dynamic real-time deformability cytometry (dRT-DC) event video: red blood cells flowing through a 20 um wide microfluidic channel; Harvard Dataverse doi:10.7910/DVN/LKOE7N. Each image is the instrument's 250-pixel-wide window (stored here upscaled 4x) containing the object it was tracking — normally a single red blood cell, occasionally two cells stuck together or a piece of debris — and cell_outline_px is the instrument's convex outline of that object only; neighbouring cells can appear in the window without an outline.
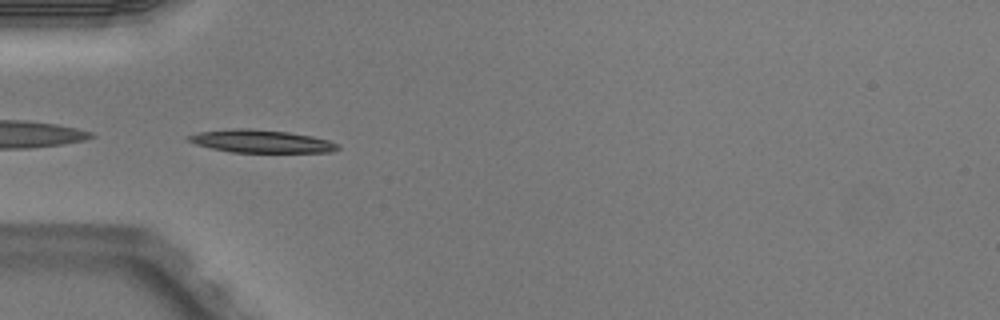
{"species": "Egyptian fruit bat (a non-hibernating species)", "species_latin": "Rousettus aegyptiacus", "temperature_condition": "warm", "stored_images_in_passage": 4, "camera_frame_rate_fps": 3000, "um_per_image_px": 0.085, "animal": {"sex": "male"}, "frame": {"image": 1, "passage_image": 2, "time_ms": 0.333, "image_size_px": [1000, 320], "cell_outline_px": [[340, 148], [332, 152], [232, 152], [212, 148], [196, 144], [188, 140], [184, 136], [200, 132], [236, 128], [248, 128], [288, 132], [312, 136], [328, 140], [340, 144]], "centroid_in_image_um": [22.22, 12.01], "position_along_channel_um": 62.8, "area_um2": 19.77}}
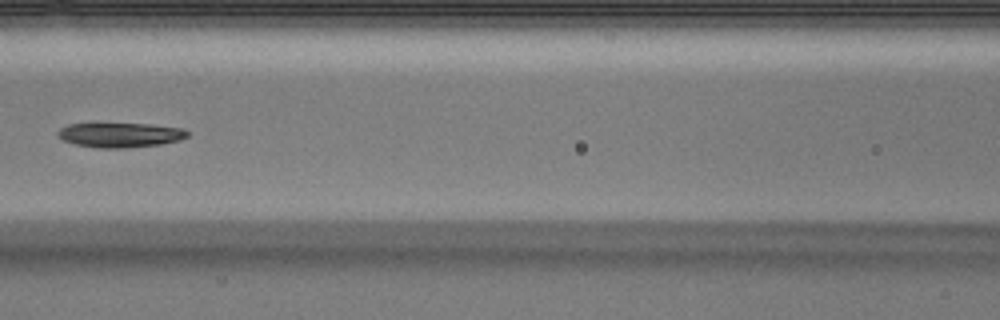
{"frame": {"image": 2, "passage_image": 4, "time_ms": 1.0, "image_size_px": [1000, 320], "cell_outline_px": [[188, 136], [180, 140], [160, 144], [124, 148], [100, 148], [76, 144], [64, 140], [56, 136], [56, 132], [60, 128], [68, 124], [148, 124], [184, 128], [188, 132]], "centroid_in_image_um": [10.21, 11.47], "position_along_channel_um": 156.4, "area_um2": 18.5}}